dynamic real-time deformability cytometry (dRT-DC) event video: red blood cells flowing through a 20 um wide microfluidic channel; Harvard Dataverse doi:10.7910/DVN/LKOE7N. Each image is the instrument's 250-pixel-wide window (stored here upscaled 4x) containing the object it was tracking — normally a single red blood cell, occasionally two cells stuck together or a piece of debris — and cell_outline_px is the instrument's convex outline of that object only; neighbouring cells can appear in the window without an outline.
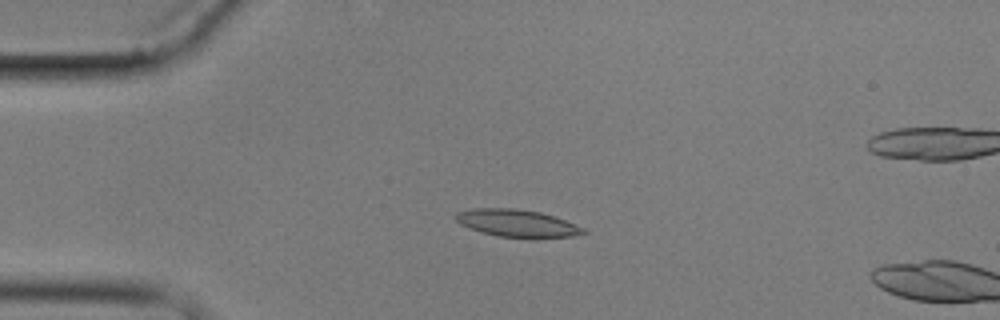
{"species": "common noctule bat (a hibernating species)", "species_latin": "Nyctalus noctula", "temperature_condition": "cold", "stored_images_in_passage": 5, "camera_frame_rate_fps": 3000, "um_per_image_px": 0.085, "animal": {"sex": "male", "body_mass_g": 17.9}, "frame": {"image": 1, "passage_image": 4, "time_ms": 4.333, "image_size_px": [1000, 320], "cell_outline_px": [[588, 232], [572, 236], [536, 240], [532, 240], [496, 236], [460, 224], [452, 216], [456, 212], [472, 208], [512, 208], [540, 212], [564, 220], [584, 228]], "centroid_in_image_um": [43.96, 19.0], "position_along_channel_um": 41.0, "area_um2": 20.81}}